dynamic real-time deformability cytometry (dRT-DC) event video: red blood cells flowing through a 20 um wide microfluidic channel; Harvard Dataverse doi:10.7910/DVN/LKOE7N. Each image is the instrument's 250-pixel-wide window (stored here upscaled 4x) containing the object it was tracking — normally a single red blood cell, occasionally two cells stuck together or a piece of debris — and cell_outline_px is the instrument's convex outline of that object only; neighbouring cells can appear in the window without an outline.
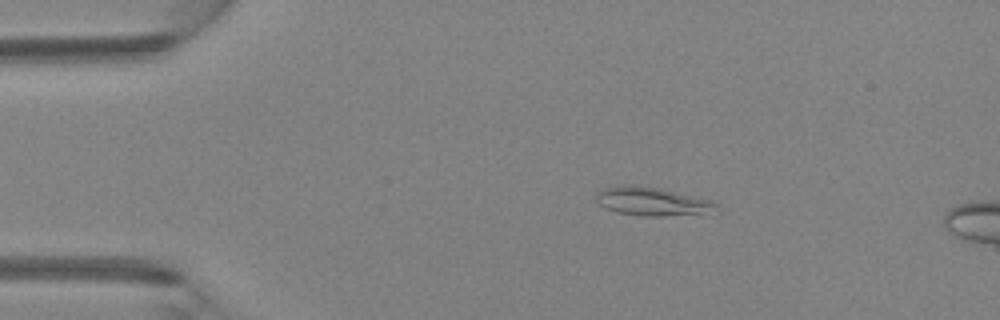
{"species": "Egyptian fruit bat (a non-hibernating species)", "species_latin": "Rousettus aegyptiacus", "temperature_condition": "room temperature", "stored_images_in_passage": 4, "camera_frame_rate_fps": 3000, "um_per_image_px": 0.085, "animal": {"sex": "female"}, "frame": {"image": 1, "passage_image": 2, "time_ms": 0.333, "image_size_px": [1000, 320], "cell_outline_px": [[716, 204], [712, 216], [644, 216], [616, 212], [604, 208], [596, 200], [596, 192], [604, 188], [624, 184], [636, 184], [660, 188], [712, 200]], "centroid_in_image_um": [55.5, 17.14], "position_along_channel_um": 29.5, "area_um2": 20.69}}